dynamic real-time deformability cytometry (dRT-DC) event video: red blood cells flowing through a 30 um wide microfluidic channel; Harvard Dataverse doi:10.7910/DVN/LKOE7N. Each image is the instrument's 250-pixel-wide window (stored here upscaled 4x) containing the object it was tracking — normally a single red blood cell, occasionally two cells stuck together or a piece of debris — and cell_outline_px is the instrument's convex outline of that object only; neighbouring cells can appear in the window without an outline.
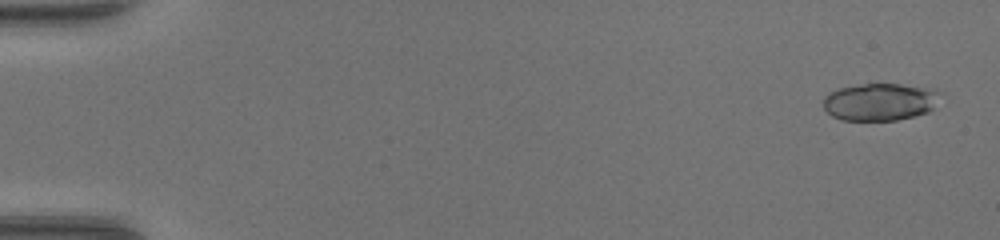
{"species": "common noctule bat (a hibernating species)", "species_latin": "Nyctalus noctula", "temperature_condition": "warm", "stored_images_in_passage": 47, "segment_of_instrument_passage": [1, 2], "camera_frame_rate_fps": 3000, "um_per_image_px": 0.085, "animal": {"sex": "female", "body_mass_g": 17.0, "forearm_length_mm": 48.0}, "frame": {"image": 1, "passage_image": 2, "time_ms": 0.333, "image_size_px": [1000, 240], "cell_outline_px": [[944, 92], [932, 108], [928, 112], [896, 120], [840, 120], [832, 116], [824, 108], [824, 96], [828, 92], [840, 88], [864, 84], [900, 84]], "centroid_in_image_um": [74.77, 8.66], "position_along_channel_um": 10.2, "area_um2": 25.26}}
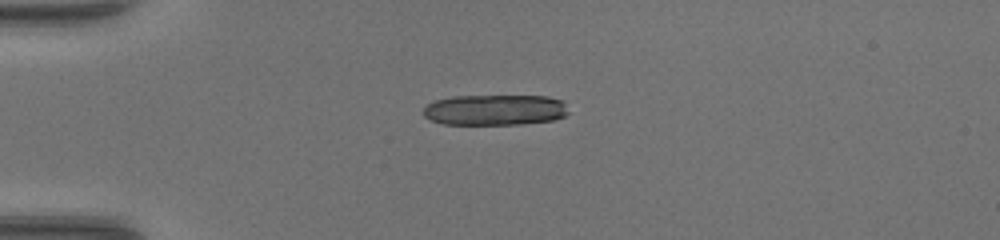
{"frame": {"image": 2, "passage_image": 13, "time_ms": 4.0, "image_size_px": [1000, 240], "cell_outline_px": [[568, 112], [564, 116], [552, 120], [520, 124], [444, 124], [432, 120], [424, 116], [424, 108], [428, 104], [436, 100], [452, 96], [548, 96], [564, 100]], "centroid_in_image_um": [42.1, 9.33], "position_along_channel_um": 42.9, "area_um2": 25.95}}